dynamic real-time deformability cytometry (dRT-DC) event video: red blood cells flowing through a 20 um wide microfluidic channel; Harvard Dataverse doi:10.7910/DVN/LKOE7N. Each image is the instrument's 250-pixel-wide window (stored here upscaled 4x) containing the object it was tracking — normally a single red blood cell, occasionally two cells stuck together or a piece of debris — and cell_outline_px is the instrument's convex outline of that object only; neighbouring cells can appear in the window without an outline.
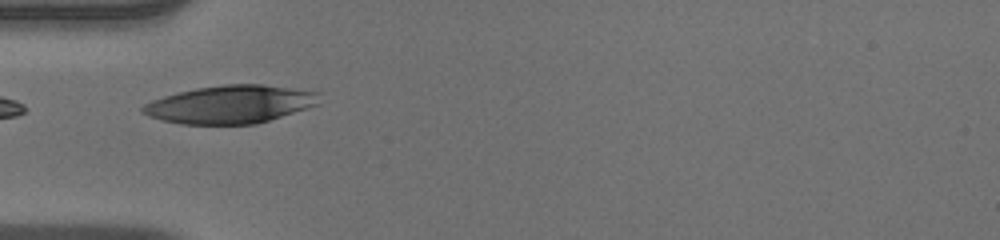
{"species": "human", "species_latin": "Homo sapiens", "temperature_condition": "warm", "stored_images_in_passage": 36, "camera_frame_rate_fps": 3000, "um_per_image_px": 0.085, "donor": {"sex": "male"}, "frame": {"image": 1, "passage_image": 1, "time_ms": 0.0, "image_size_px": [1000, 240], "cell_outline_px": [[320, 104], [256, 124], [180, 124], [160, 120], [148, 116], [140, 112], [140, 108], [144, 104], [152, 100], [176, 92], [196, 88], [224, 84], [260, 84], [320, 92]], "centroid_in_image_um": [19.55, 8.87], "position_along_channel_um": 65.5, "area_um2": 39.25}}
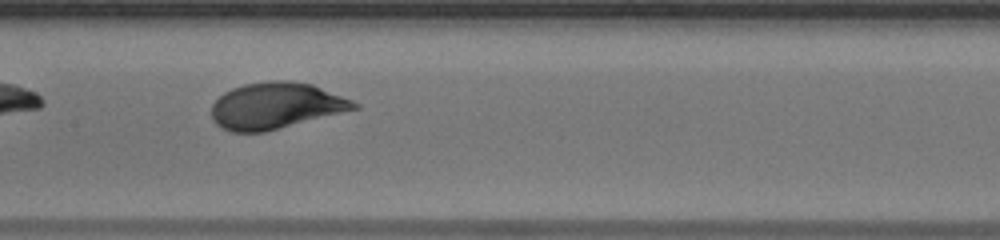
{"frame": {"image": 2, "passage_image": 10, "time_ms": 3.0, "image_size_px": [1000, 240], "cell_outline_px": [[360, 108], [264, 132], [232, 132], [220, 128], [212, 120], [212, 104], [224, 92], [232, 88], [244, 84], [272, 80], [292, 80], [312, 84], [352, 100], [360, 104]], "centroid_in_image_um": [23.44, 8.98], "position_along_channel_um": 184.0, "area_um2": 38.55}}
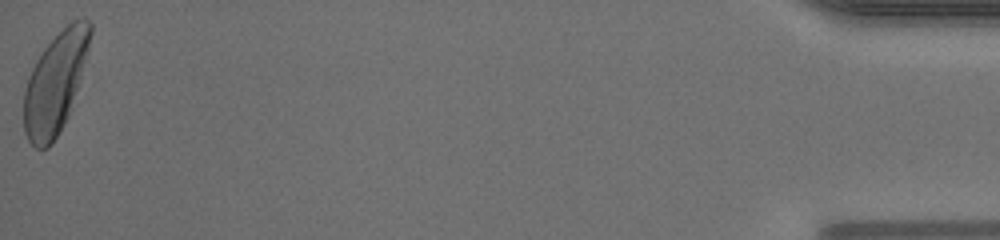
{"frame": {"image": 3, "passage_image": 36, "time_ms": 11.667, "image_size_px": [1000, 240], "cell_outline_px": [[92, 32], [88, 48], [80, 76], [68, 116], [52, 144], [48, 148], [36, 148], [28, 140], [24, 132], [24, 88], [28, 76], [36, 60], [44, 48], [72, 20], [88, 20], [92, 24]], "centroid_in_image_um": [4.66, 7.08], "position_along_channel_um": 430.5, "area_um2": 38.15}, "authors_computed_cell_mechanics": {"area_um2": 38.0902, "velocity_mm_per_s": 3.9586, "shape_relaxation_time_tau1_ms": 2.4588, "shape_relaxation_time_tau2_ms": null, "deformation_change_tau1": 0.1663, "deformation_change_tau2": null}}